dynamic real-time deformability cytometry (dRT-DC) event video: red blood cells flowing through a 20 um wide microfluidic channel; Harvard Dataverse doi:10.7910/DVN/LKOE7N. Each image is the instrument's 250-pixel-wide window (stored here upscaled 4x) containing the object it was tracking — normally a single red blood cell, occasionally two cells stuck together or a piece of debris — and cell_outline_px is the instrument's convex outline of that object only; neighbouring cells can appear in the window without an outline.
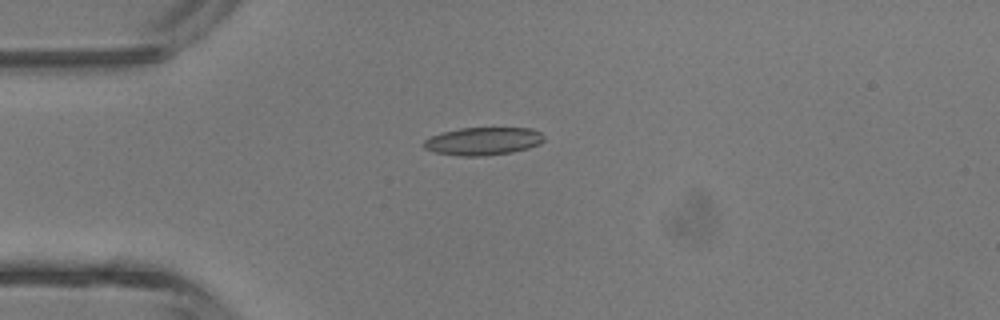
{"species": "common noctule bat (a hibernating species)", "species_latin": "Nyctalus noctula", "temperature_condition": "room temperature", "stored_images_in_passage": 5, "camera_frame_rate_fps": 3000, "um_per_image_px": 0.085, "animal": {"sex": "male", "body_mass_g": 13.3}, "frame": {"image": 1, "passage_image": 4, "time_ms": 3.333, "image_size_px": [1000, 320], "cell_outline_px": [[544, 140], [540, 144], [528, 148], [512, 152], [484, 156], [460, 156], [436, 152], [424, 148], [424, 140], [432, 136], [444, 132], [460, 128], [532, 128], [540, 132], [544, 136]], "centroid_in_image_um": [41.1, 12.0], "position_along_channel_um": 43.9, "area_um2": 19.42}}